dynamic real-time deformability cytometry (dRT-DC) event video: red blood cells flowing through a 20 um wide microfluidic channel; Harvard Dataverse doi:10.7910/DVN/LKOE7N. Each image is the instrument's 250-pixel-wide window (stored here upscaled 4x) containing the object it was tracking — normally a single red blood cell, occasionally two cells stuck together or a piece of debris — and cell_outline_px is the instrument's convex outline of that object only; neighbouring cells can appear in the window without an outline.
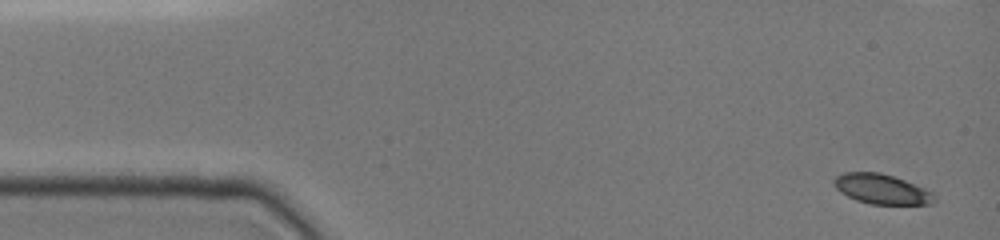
{"species": "common noctule bat (a hibernating species)", "species_latin": "Nyctalus noctula", "temperature_condition": "cold", "stored_images_in_passage": 39, "segment_of_instrument_passage": [1, 2], "camera_frame_rate_fps": 3000, "um_per_image_px": 0.085, "animal": {"sex": "female", "body_mass_g": 19.0, "forearm_length_mm": 51.5}, "frame": {"image": 1, "passage_image": 1, "time_ms": 0.0, "image_size_px": [1000, 240], "cell_outline_px": [[936, 200], [932, 204], [872, 204], [856, 200], [840, 192], [832, 184], [832, 180], [836, 176], [844, 172], [880, 172], [904, 180], [924, 188], [932, 192], [936, 196]], "centroid_in_image_um": [74.92, 16.07], "position_along_channel_um": 10.1, "area_um2": 17.51}}
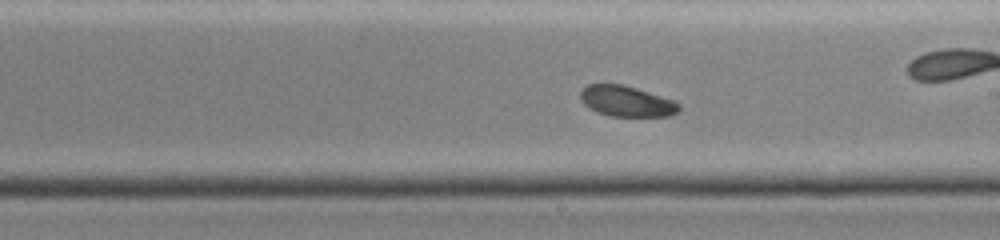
{"frame": {"image": 2, "passage_image": 21, "time_ms": 8.667, "image_size_px": [1000, 240], "cell_outline_px": [[680, 112], [668, 116], [612, 116], [596, 112], [588, 108], [580, 100], [580, 92], [588, 84], [620, 84], [636, 88], [676, 100], [680, 104]], "centroid_in_image_um": [53.28, 8.61], "position_along_channel_um": 235.7, "area_um2": 17.8}}